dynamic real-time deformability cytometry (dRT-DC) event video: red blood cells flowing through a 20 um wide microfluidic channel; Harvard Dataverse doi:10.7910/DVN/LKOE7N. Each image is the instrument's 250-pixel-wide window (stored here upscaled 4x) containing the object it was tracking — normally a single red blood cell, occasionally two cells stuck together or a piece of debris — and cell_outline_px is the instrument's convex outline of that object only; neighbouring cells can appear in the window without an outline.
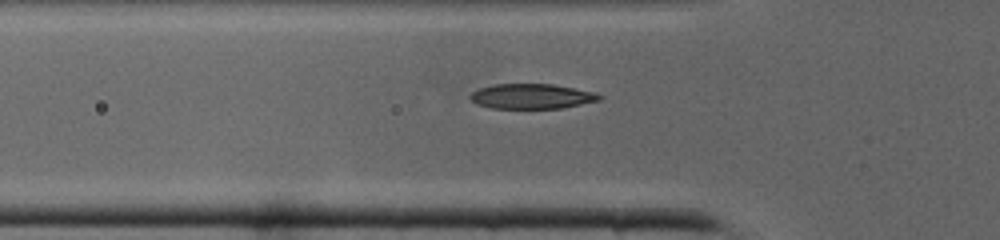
{"species": "common noctule bat (a hibernating species)", "species_latin": "Nyctalus noctula", "temperature_condition": "cold", "stored_images_in_passage": 27, "camera_frame_rate_fps": 3000, "um_per_image_px": 0.085, "animal": {"sex": "male", "body_mass_g": 19.0, "forearm_length_mm": 50.8}, "frame": {"image": 1, "passage_image": 3, "time_ms": 0.667, "image_size_px": [1000, 240], "cell_outline_px": [[604, 96], [600, 100], [560, 108], [492, 108], [476, 104], [468, 96], [472, 92], [480, 88], [496, 84], [552, 84], [596, 92]], "centroid_in_image_um": [45.21, 8.18], "position_along_channel_um": 80.6, "area_um2": 18.73}}
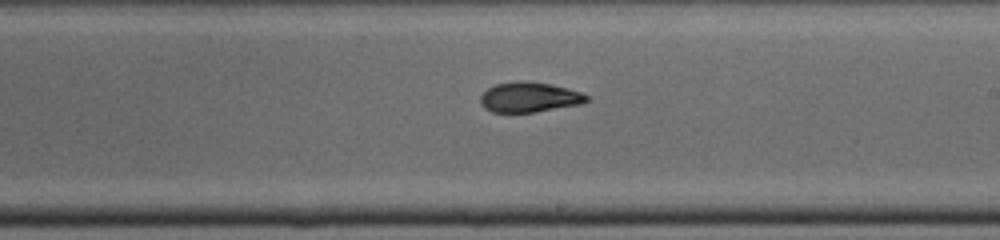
{"frame": {"image": 2, "passage_image": 13, "time_ms": 4.0, "image_size_px": [1000, 240], "cell_outline_px": [[588, 100], [580, 104], [532, 112], [492, 112], [484, 108], [480, 104], [480, 96], [488, 88], [496, 84], [520, 80], [524, 80], [548, 84], [568, 88], [580, 92], [588, 96]], "centroid_in_image_um": [44.95, 8.25], "position_along_channel_um": 244.1, "area_um2": 18.44}}
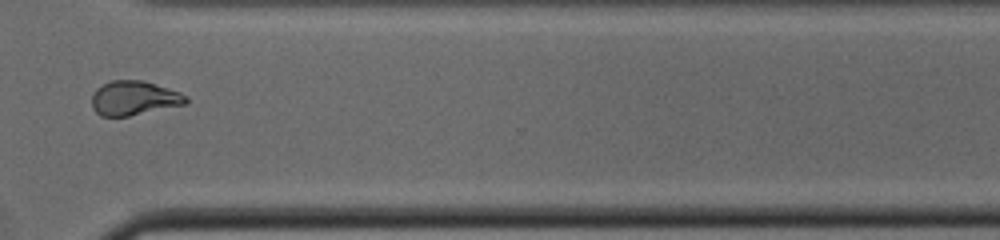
{"frame": {"image": 3, "passage_image": 20, "time_ms": 6.333, "image_size_px": [1000, 240], "cell_outline_px": [[188, 104], [128, 116], [100, 116], [92, 108], [92, 92], [96, 88], [112, 80], [144, 80], [180, 92], [188, 96]], "centroid_in_image_um": [11.41, 8.34], "position_along_channel_um": 359.2, "area_um2": 19.02}}